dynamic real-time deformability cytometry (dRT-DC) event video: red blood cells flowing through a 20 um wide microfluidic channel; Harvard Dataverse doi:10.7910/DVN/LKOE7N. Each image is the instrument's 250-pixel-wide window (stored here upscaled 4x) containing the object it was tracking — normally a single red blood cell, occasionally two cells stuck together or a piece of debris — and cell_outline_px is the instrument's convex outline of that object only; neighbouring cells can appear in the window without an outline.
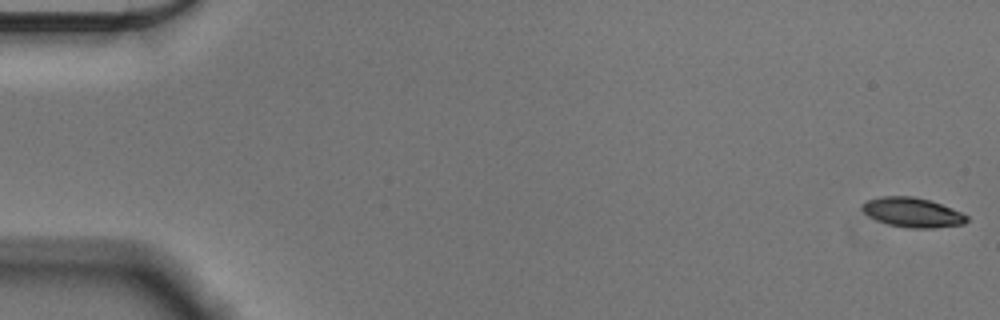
{"species": "Egyptian fruit bat (a non-hibernating species)", "species_latin": "Rousettus aegyptiacus", "temperature_condition": "cold", "stored_images_in_passage": 56, "camera_frame_rate_fps": 3000, "um_per_image_px": 0.085, "animal": {"sex": "male"}, "frame": {"image": 1, "passage_image": 1, "time_ms": 0.0, "image_size_px": [1000, 320], "cell_outline_px": [[968, 220], [964, 224], [936, 228], [908, 228], [888, 224], [876, 220], [868, 216], [860, 208], [860, 204], [864, 200], [880, 196], [912, 196], [928, 200], [952, 208], [968, 216]], "centroid_in_image_um": [77.5, 18.05], "position_along_channel_um": 7.5, "area_um2": 18.21}}
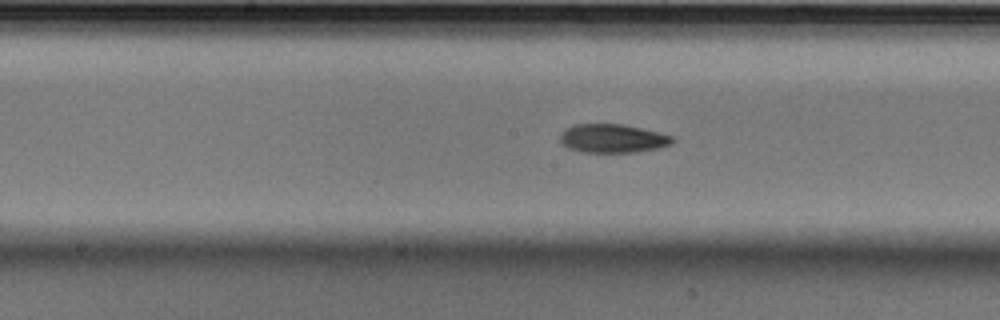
{"frame": {"image": 2, "passage_image": 29, "time_ms": 9.333, "image_size_px": [1000, 320], "cell_outline_px": [[676, 140], [672, 144], [660, 148], [636, 152], [580, 152], [568, 148], [560, 144], [560, 132], [564, 128], [572, 124], [624, 124], [660, 132], [672, 136]], "centroid_in_image_um": [52.06, 11.76], "position_along_channel_um": 196.1, "area_um2": 19.19}}
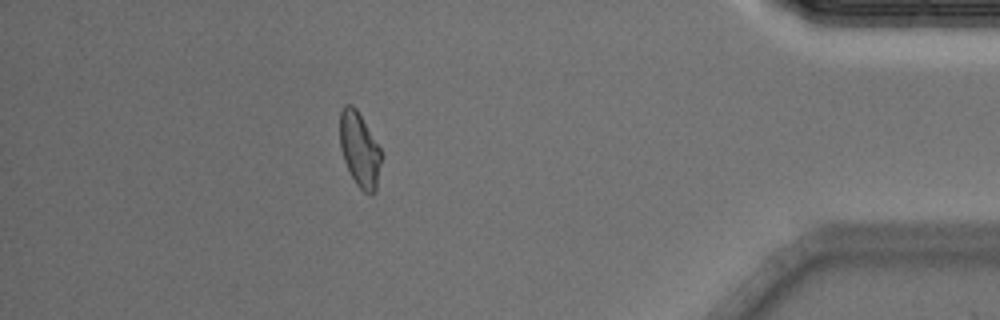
{"frame": {"image": 3, "passage_image": 50, "time_ms": 16.333, "image_size_px": [1000, 320], "cell_outline_px": [[384, 156], [376, 192], [364, 192], [356, 184], [344, 160], [340, 148], [340, 112], [344, 104], [352, 104], [356, 108], [380, 148]], "centroid_in_image_um": [30.59, 12.72], "position_along_channel_um": 404.6, "area_um2": 18.15}, "authors_computed_cell_mechanics": {"area_um2": 18.5538, "velocity_mm_per_s": 3.5909, "shape_relaxation_time_tau1_ms": 3.0163, "shape_relaxation_time_tau2_ms": null, "deformation_change_tau1": 0.1258, "deformation_change_tau2": null}}